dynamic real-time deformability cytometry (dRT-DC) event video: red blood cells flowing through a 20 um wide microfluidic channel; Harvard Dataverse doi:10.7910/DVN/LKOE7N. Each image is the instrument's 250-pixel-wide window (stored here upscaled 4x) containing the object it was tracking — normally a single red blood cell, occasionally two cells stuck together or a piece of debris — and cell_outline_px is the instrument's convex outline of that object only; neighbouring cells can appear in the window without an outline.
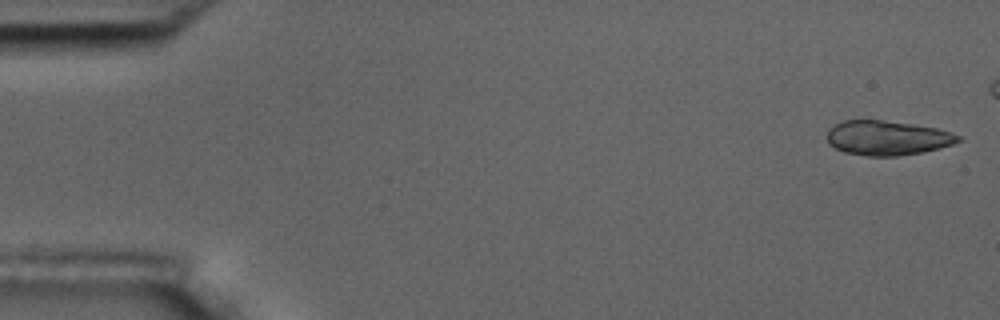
{"species": "common noctule bat (a hibernating species)", "species_latin": "Nyctalus noctula", "temperature_condition": "room temperature", "stored_images_in_passage": 13, "camera_frame_rate_fps": 3000, "um_per_image_px": 0.085, "animal": {"sex": "male", "body_mass_g": 17.5, "forearm_length_mm": 52.3}, "frame": {"image": 1, "passage_image": 1, "time_ms": 0.0, "image_size_px": [1000, 320], "cell_outline_px": [[964, 140], [952, 144], [920, 152], [896, 156], [868, 156], [844, 152], [828, 144], [828, 128], [844, 120], [884, 120], [912, 124], [936, 128], [952, 132], [964, 136]], "centroid_in_image_um": [75.44, 11.71], "position_along_channel_um": 9.6, "area_um2": 26.41}}
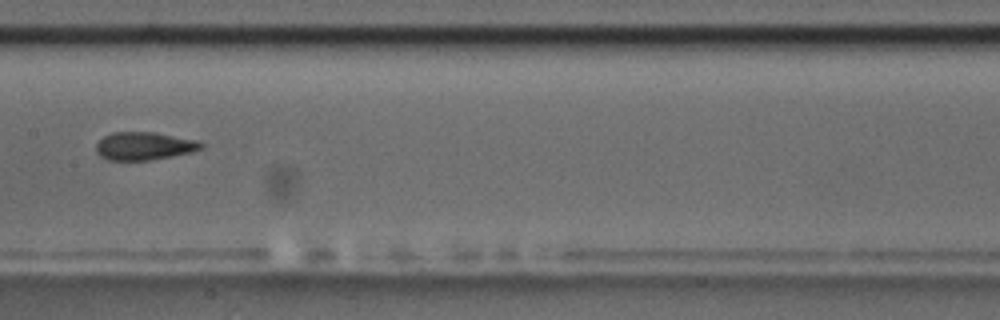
{"frame": {"image": 2, "passage_image": 8, "time_ms": 9.0, "image_size_px": [1000, 320], "cell_outline_px": [[204, 148], [192, 152], [172, 156], [148, 160], [108, 160], [100, 156], [96, 152], [96, 144], [104, 136], [112, 132], [156, 132], [196, 140], [204, 144]], "centroid_in_image_um": [12.26, 12.41], "position_along_channel_um": 195.1, "area_um2": 17.17}}
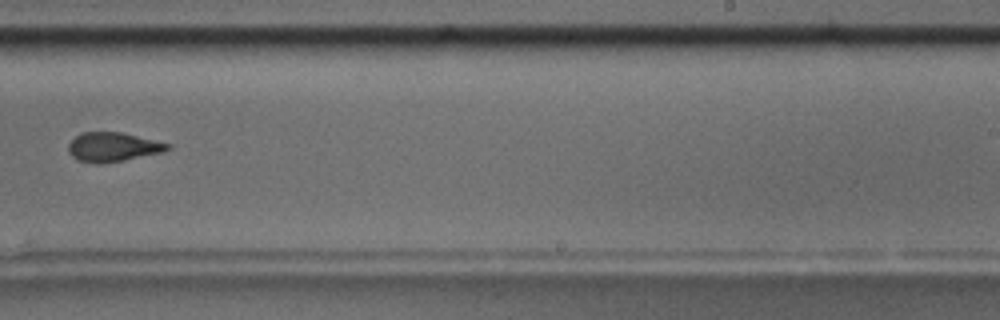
{"frame": {"image": 3, "passage_image": 10, "time_ms": 11.333, "image_size_px": [1000, 320], "cell_outline_px": [[172, 148], [164, 152], [124, 160], [100, 164], [80, 160], [72, 156], [68, 152], [68, 144], [80, 132], [120, 132], [172, 144]], "centroid_in_image_um": [9.62, 12.49], "position_along_channel_um": 279.4, "area_um2": 16.88}}